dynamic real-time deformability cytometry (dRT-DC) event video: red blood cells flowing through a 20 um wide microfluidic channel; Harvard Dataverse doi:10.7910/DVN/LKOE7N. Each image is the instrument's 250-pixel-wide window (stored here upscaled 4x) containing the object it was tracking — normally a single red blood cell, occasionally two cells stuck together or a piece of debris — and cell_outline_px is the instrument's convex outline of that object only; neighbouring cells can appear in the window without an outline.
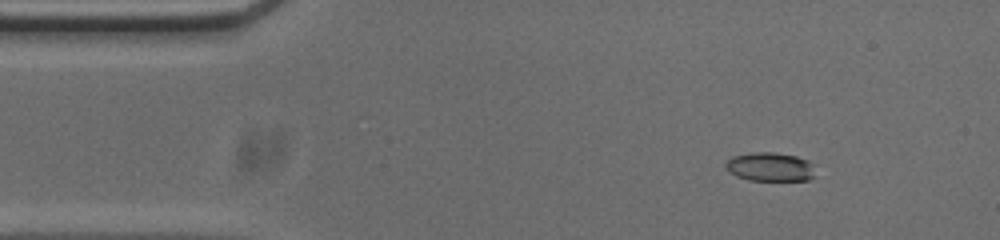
{"species": "common noctule bat (a hibernating species)", "species_latin": "Nyctalus noctula", "temperature_condition": "cold", "stored_images_in_passage": 54, "camera_frame_rate_fps": 3000, "um_per_image_px": 0.085, "animal": {"sex": "male", "body_mass_g": 20.0, "forearm_length_mm": 53.3}, "frame": {"image": 1, "passage_image": 7, "time_ms": 2.0, "image_size_px": [1000, 240], "cell_outline_px": [[812, 176], [808, 180], [748, 180], [736, 176], [724, 168], [724, 164], [732, 156], [752, 152], [772, 152], [796, 156], [808, 160], [812, 164]], "centroid_in_image_um": [65.39, 14.17], "position_along_channel_um": 19.6, "area_um2": 14.97}}
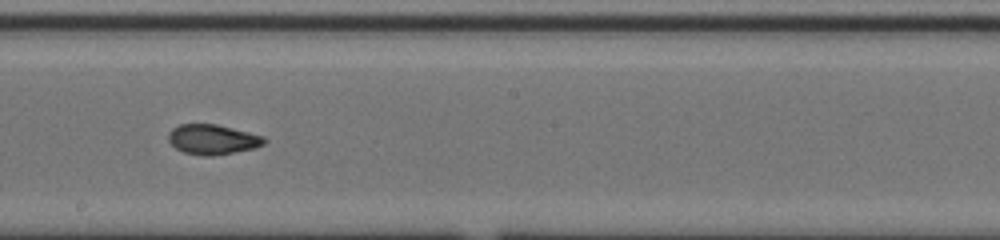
{"frame": {"image": 2, "passage_image": 29, "time_ms": 9.333, "image_size_px": [1000, 240], "cell_outline_px": [[268, 140], [264, 144], [256, 148], [212, 156], [204, 156], [184, 152], [176, 148], [168, 140], [168, 132], [172, 128], [180, 124], [216, 124], [264, 136]], "centroid_in_image_um": [18.08, 11.85], "position_along_channel_um": 230.1, "area_um2": 16.76}}
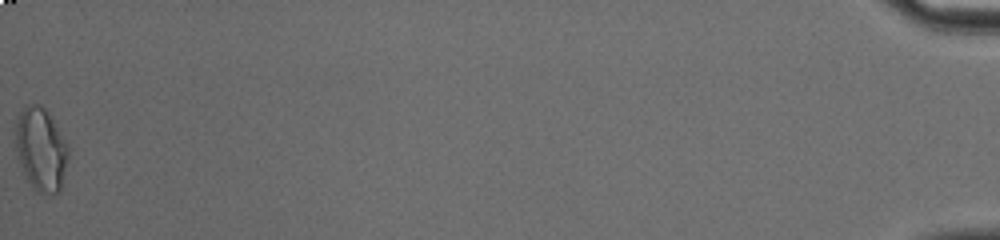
{"frame": {"image": 3, "passage_image": 54, "time_ms": 17.667, "image_size_px": [1000, 240], "cell_outline_px": [[68, 160], [60, 192], [52, 196], [36, 192], [32, 188], [20, 164], [16, 148], [16, 120], [24, 104], [40, 104], [52, 116], [68, 144]], "centroid_in_image_um": [3.51, 12.7], "position_along_channel_um": 431.7, "area_um2": 26.01}, "authors_computed_cell_mechanics": {"area_um2": 16.9643, "velocity_mm_per_s": 3.7903, "shape_relaxation_time_tau1_ms": null, "shape_relaxation_time_tau2_ms": 2.1579, "deformation_change_tau1": null, "deformation_change_tau2": 0.08}}